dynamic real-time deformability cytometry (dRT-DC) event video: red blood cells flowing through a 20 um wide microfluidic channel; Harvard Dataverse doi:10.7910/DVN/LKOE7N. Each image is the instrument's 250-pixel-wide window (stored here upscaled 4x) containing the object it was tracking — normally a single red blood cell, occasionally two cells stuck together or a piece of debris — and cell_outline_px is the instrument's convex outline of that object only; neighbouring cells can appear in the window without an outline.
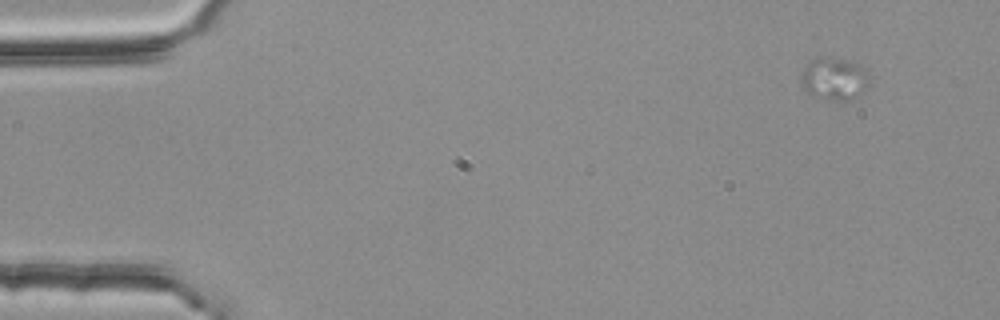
{"species": "common noctule bat (a hibernating species)", "species_latin": "Nyctalus noctula", "temperature_condition": "room temperature", "stored_images_in_passage": 3, "camera_frame_rate_fps": 3000, "um_per_image_px": 0.085, "animal": {"sex": "female", "body_mass_g": 25.1}, "frame": {"image": 1, "passage_image": 1, "time_ms": 0.0, "image_size_px": [1000, 320], "cell_outline_px": [[872, 84], [868, 88], [856, 96], [848, 100], [832, 100], [812, 96], [800, 84], [804, 68], [816, 56], [832, 56], [860, 64], [868, 68], [872, 76]], "centroid_in_image_um": [71.0, 6.66], "position_along_channel_um": 14.0, "area_um2": 17.57}}